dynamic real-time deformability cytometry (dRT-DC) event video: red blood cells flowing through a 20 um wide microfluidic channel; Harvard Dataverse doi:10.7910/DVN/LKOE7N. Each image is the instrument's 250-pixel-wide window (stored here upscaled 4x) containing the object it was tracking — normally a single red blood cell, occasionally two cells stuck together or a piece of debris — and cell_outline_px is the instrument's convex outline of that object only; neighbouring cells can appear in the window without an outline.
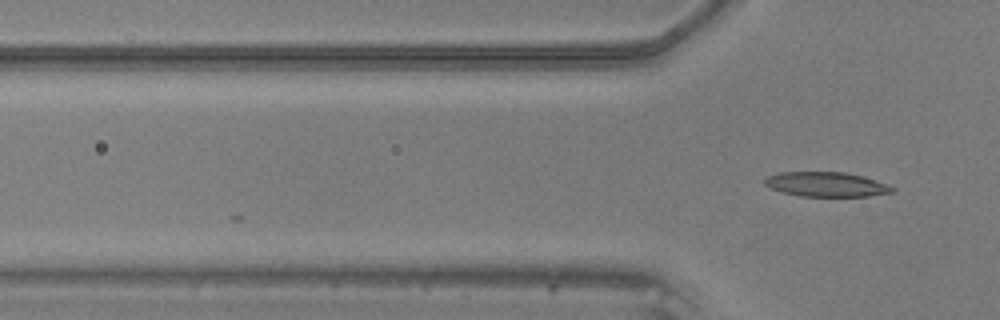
{"species": "common noctule bat (a hibernating species)", "species_latin": "Nyctalus noctula", "temperature_condition": "warm", "stored_images_in_passage": 3, "camera_frame_rate_fps": 3000, "um_per_image_px": 0.085, "animal": {"sex": "male", "body_mass_g": 20.5, "forearm_length_mm": 52.5}, "frame": {"image": 1, "passage_image": 3, "time_ms": 0.667, "image_size_px": [1000, 320], "cell_outline_px": [[896, 188], [892, 192], [868, 196], [800, 196], [780, 192], [764, 184], [764, 180], [768, 176], [780, 172], [844, 172], [860, 176]], "centroid_in_image_um": [70.17, 15.67], "position_along_channel_um": 55.6, "area_um2": 17.98}}